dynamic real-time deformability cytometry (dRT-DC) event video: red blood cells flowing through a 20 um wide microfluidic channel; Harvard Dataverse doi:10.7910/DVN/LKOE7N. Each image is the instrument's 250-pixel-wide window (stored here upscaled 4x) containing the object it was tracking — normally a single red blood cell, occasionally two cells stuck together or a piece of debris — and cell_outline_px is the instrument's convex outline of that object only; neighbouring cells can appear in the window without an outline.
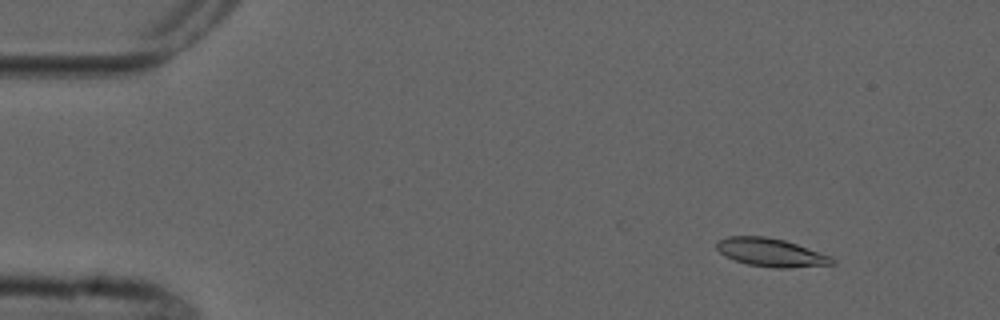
{"species": "common noctule bat (a hibernating species)", "species_latin": "Nyctalus noctula", "temperature_condition": "cold", "stored_images_in_passage": 6, "camera_frame_rate_fps": 3000, "um_per_image_px": 0.085, "animal": {"sex": "male", "forearm_length_mm": 52.5}, "frame": {"image": 1, "passage_image": 2, "time_ms": 1.333, "image_size_px": [1000, 320], "cell_outline_px": [[836, 264], [788, 268], [776, 268], [748, 264], [736, 260], [720, 252], [716, 248], [716, 240], [728, 236], [764, 236], [784, 240], [832, 256], [836, 260]], "centroid_in_image_um": [65.56, 21.46], "position_along_channel_um": 19.4, "area_um2": 18.96}}